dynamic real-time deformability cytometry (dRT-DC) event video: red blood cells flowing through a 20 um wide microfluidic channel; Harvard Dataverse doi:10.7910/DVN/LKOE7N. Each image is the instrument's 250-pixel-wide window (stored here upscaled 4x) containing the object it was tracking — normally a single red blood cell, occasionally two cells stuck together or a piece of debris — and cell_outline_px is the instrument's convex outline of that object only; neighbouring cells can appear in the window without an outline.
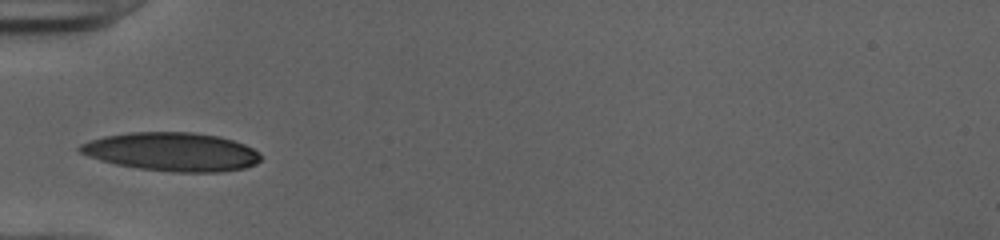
{"species": "human", "species_latin": "Homo sapiens", "temperature_condition": "cold", "stored_images_in_passage": 28, "camera_frame_rate_fps": 3000, "um_per_image_px": 0.085, "donor": {"sex": "female"}, "frame": {"image": 1, "passage_image": 1, "time_ms": 0.0, "image_size_px": [1000, 240], "cell_outline_px": [[260, 160], [256, 164], [244, 168], [220, 172], [176, 172], [140, 168], [116, 164], [100, 160], [88, 156], [80, 152], [76, 148], [80, 144], [104, 136], [132, 132], [192, 132], [220, 136], [244, 144], [260, 152]], "centroid_in_image_um": [14.63, 12.9], "position_along_channel_um": 70.4, "area_um2": 40.58}}
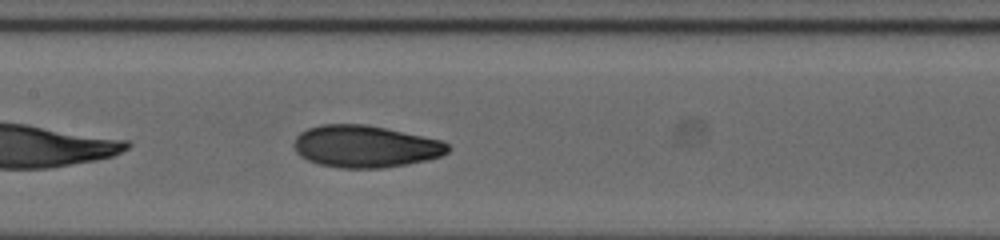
{"frame": {"image": 2, "passage_image": 9, "time_ms": 2.667, "image_size_px": [1000, 240], "cell_outline_px": [[452, 148], [448, 152], [440, 156], [428, 160], [408, 164], [384, 168], [340, 168], [320, 164], [308, 160], [300, 156], [296, 152], [292, 144], [296, 136], [300, 132], [308, 128], [320, 124], [364, 124], [444, 140]], "centroid_in_image_um": [31.06, 12.45], "position_along_channel_um": 176.3, "area_um2": 38.03}}
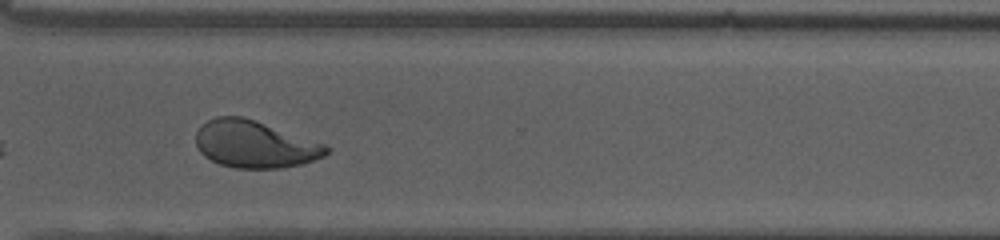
{"frame": {"image": 3, "passage_image": 22, "time_ms": 7.0, "image_size_px": [1000, 240], "cell_outline_px": [[332, 148], [324, 156], [300, 164], [280, 168], [236, 168], [220, 164], [204, 156], [200, 152], [196, 144], [196, 132], [200, 124], [216, 116], [240, 116], [328, 144]], "centroid_in_image_um": [21.65, 12.26], "position_along_channel_um": 348.9, "area_um2": 35.78}, "authors_computed_cell_mechanics": {"area_um2": 37.4833, "velocity_mm_per_s": 3.9989, "shape_relaxation_time_tau1_ms": 5.6202, "shape_relaxation_time_tau2_ms": 1.7001, "deformation_change_tau1": 0.1996, "deformation_change_tau2": 0.0691}}